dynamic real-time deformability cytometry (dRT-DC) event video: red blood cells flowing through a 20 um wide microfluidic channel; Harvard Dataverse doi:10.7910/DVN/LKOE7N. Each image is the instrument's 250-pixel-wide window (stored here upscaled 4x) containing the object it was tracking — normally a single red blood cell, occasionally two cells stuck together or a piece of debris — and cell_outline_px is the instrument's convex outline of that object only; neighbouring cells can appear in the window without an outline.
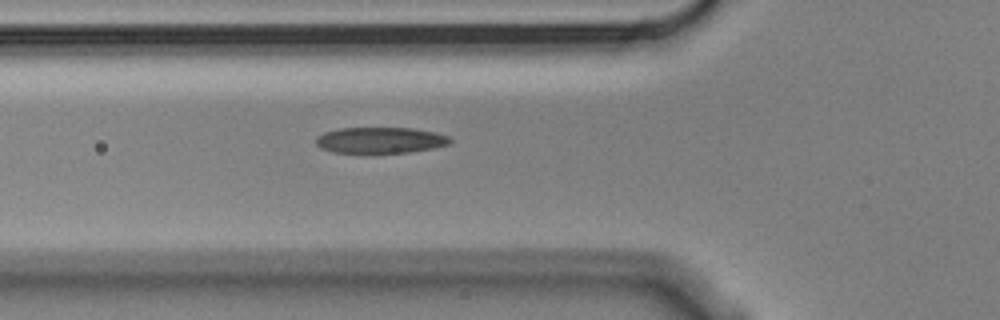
{"species": "Egyptian fruit bat (a non-hibernating species)", "species_latin": "Rousettus aegyptiacus", "temperature_condition": "cold", "stored_images_in_passage": 2, "camera_frame_rate_fps": 3000, "um_per_image_px": 0.085, "animal": {"sex": "male"}, "frame": {"image": 1, "passage_image": 2, "time_ms": 0.333, "image_size_px": [1000, 320], "cell_outline_px": [[452, 140], [448, 144], [432, 148], [408, 152], [332, 152], [320, 148], [316, 144], [316, 136], [324, 132], [340, 128], [412, 128], [436, 132], [448, 136]], "centroid_in_image_um": [32.3, 11.9], "position_along_channel_um": 93.5, "area_um2": 20.17}}